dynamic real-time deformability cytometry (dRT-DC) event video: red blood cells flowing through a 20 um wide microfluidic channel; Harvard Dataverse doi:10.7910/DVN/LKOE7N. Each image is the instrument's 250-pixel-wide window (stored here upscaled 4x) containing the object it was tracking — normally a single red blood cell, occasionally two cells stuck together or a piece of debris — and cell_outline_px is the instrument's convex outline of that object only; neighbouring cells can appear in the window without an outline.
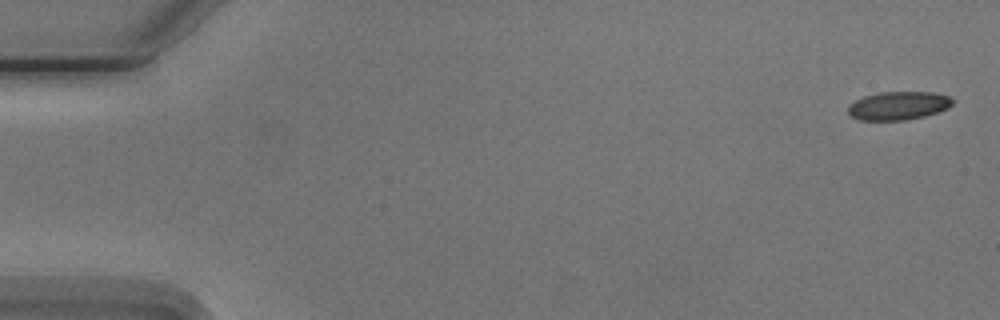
{"species": "Egyptian fruit bat (a non-hibernating species)", "species_latin": "Rousettus aegyptiacus", "temperature_condition": "cold", "stored_images_in_passage": 5, "camera_frame_rate_fps": 3000, "um_per_image_px": 0.085, "animal": {"sex": "male"}, "frame": {"image": 1, "passage_image": 1, "time_ms": 0.0, "image_size_px": [1000, 320], "cell_outline_px": [[956, 100], [948, 108], [924, 116], [904, 120], [860, 120], [852, 116], [848, 112], [848, 108], [856, 100], [864, 96], [880, 92], [932, 92], [948, 96]], "centroid_in_image_um": [76.39, 8.98], "position_along_channel_um": 8.6, "area_um2": 17.11}}
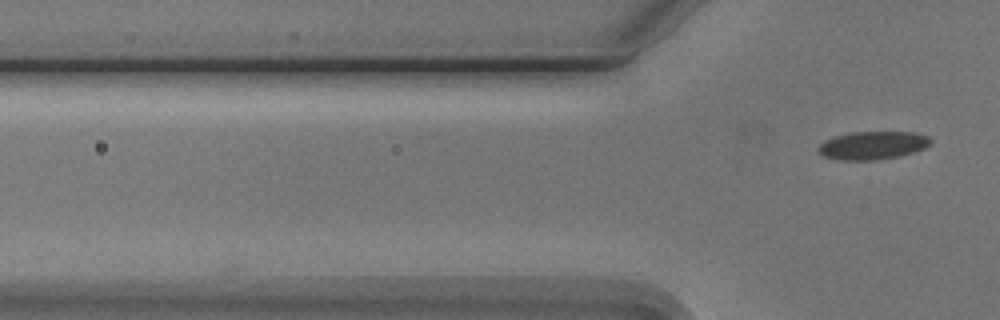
{"frame": {"image": 2, "passage_image": 5, "time_ms": 4.667, "image_size_px": [1000, 320], "cell_outline_px": [[932, 140], [924, 148], [916, 152], [900, 156], [872, 160], [836, 160], [824, 156], [816, 152], [816, 148], [824, 140], [832, 136], [852, 132], [916, 132], [928, 136]], "centroid_in_image_um": [74.13, 12.35], "position_along_channel_um": 51.7, "area_um2": 18.67}}